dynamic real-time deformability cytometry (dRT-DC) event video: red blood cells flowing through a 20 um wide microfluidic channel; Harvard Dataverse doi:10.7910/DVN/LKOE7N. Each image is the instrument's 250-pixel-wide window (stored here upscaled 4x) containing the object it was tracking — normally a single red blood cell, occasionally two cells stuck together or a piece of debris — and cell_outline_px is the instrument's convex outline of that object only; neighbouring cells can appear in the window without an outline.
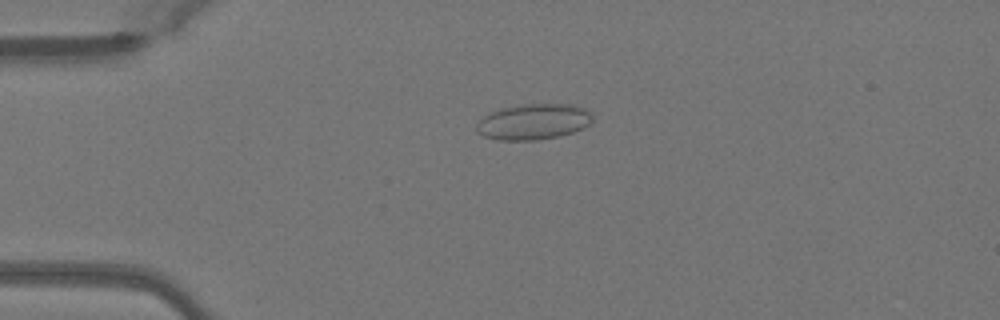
{"species": "Egyptian fruit bat (a non-hibernating species)", "species_latin": "Rousettus aegyptiacus", "temperature_condition": "warm", "stored_images_in_passage": 50, "camera_frame_rate_fps": 3000, "um_per_image_px": 0.085, "animal": {"sex": "female"}, "frame": {"image": 1, "passage_image": 12, "time_ms": 3.667, "image_size_px": [1000, 320], "cell_outline_px": [[592, 120], [584, 128], [560, 136], [536, 140], [496, 140], [484, 136], [476, 132], [476, 124], [484, 116], [500, 108], [520, 104], [568, 104], [584, 108], [592, 112]], "centroid_in_image_um": [45.33, 10.35], "position_along_channel_um": 39.7, "area_um2": 24.28}}
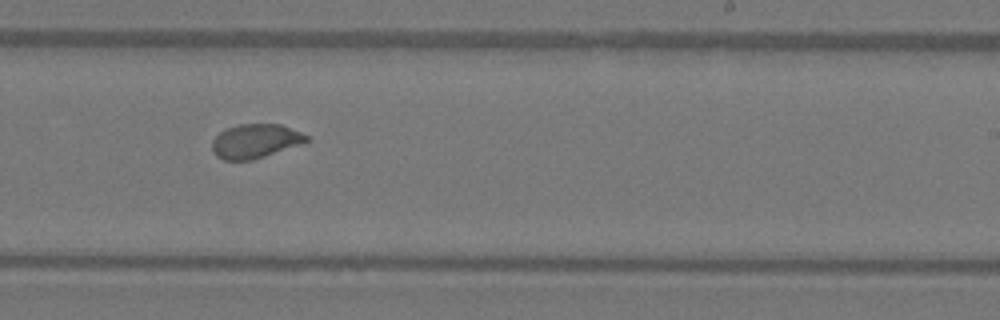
{"frame": {"image": 2, "passage_image": 31, "time_ms": 10.0, "image_size_px": [1000, 320], "cell_outline_px": [[312, 140], [304, 144], [252, 160], [224, 160], [216, 156], [212, 148], [212, 140], [220, 132], [236, 124], [280, 124], [300, 132], [308, 136]], "centroid_in_image_um": [21.74, 12.0], "position_along_channel_um": 267.3, "area_um2": 18.9}}
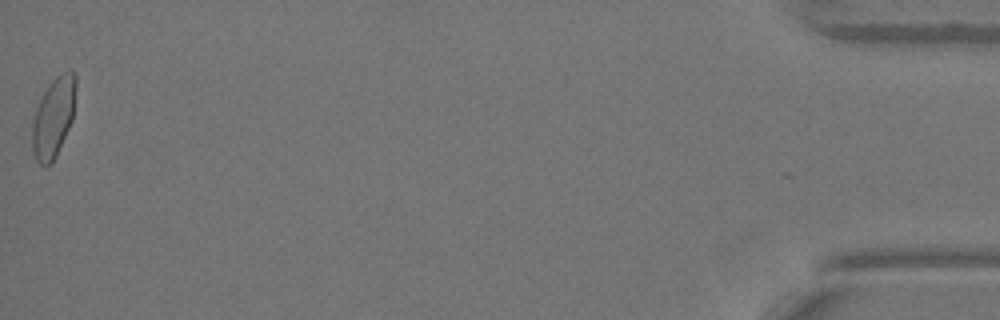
{"frame": {"image": 3, "passage_image": 50, "time_ms": 16.333, "image_size_px": [1000, 320], "cell_outline_px": [[76, 88], [72, 120], [56, 156], [52, 164], [44, 168], [36, 160], [32, 152], [32, 120], [36, 108], [48, 84], [56, 76], [64, 72], [72, 72], [76, 76]], "centroid_in_image_um": [4.52, 10.02], "position_along_channel_um": 430.7, "area_um2": 20.35}, "authors_computed_cell_mechanics": {"area_um2": 19.6231, "velocity_mm_per_s": 4.0714, "shape_relaxation_time_tau1_ms": 5.6474, "shape_relaxation_time_tau2_ms": null, "deformation_change_tau1": 0.15, "deformation_change_tau2": null}}